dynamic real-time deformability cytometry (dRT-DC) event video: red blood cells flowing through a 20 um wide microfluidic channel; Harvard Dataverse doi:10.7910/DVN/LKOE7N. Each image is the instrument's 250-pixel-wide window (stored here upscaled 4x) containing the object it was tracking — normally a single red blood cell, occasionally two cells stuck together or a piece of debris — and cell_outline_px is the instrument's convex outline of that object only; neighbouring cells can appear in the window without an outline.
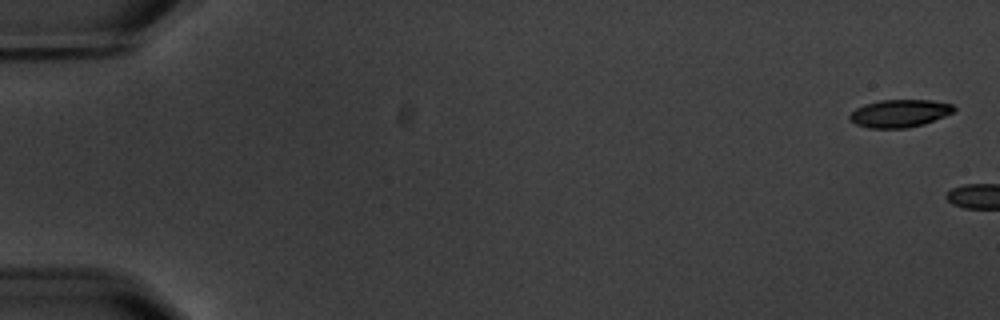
{"species": "common noctule bat (a hibernating species)", "species_latin": "Nyctalus noctula", "temperature_condition": "warm", "stored_images_in_passage": 2, "camera_frame_rate_fps": 3000, "um_per_image_px": 0.085, "animal": {"sex": "male", "body_mass_g": 20.1, "forearm_length_mm": 53.5}, "frame": {"image": 1, "passage_image": 1, "time_ms": 0.0, "image_size_px": [1000, 320], "cell_outline_px": [[956, 108], [952, 112], [944, 116], [924, 124], [908, 128], [868, 128], [856, 124], [848, 120], [848, 116], [856, 108], [864, 104], [880, 100], [932, 100], [952, 104]], "centroid_in_image_um": [76.43, 9.64], "position_along_channel_um": 8.6, "area_um2": 16.88}}